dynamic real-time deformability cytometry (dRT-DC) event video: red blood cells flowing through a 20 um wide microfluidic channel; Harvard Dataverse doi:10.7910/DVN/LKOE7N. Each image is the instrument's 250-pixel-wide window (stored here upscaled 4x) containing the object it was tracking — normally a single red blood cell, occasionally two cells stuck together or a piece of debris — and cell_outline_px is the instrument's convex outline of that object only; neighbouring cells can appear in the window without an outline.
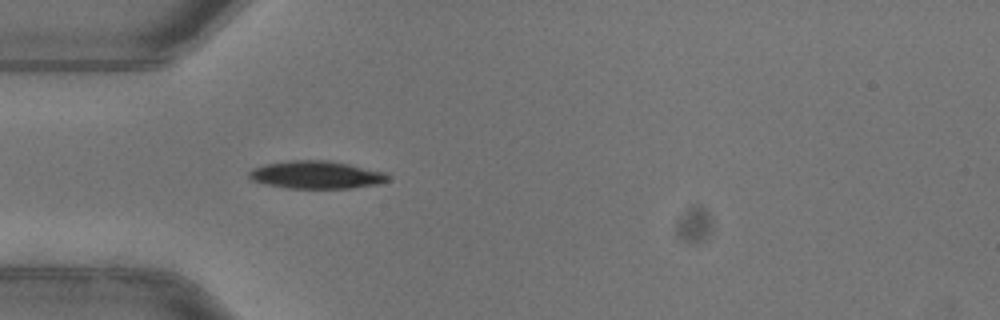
{"species": "common noctule bat (a hibernating species)", "species_latin": "Nyctalus noctula", "temperature_condition": "warm", "stored_images_in_passage": 51, "camera_frame_rate_fps": 3000, "um_per_image_px": 0.085, "animal": {"sex": "female"}, "frame": {"image": 1, "passage_image": 15, "time_ms": 4.667, "image_size_px": [1000, 320], "cell_outline_px": [[388, 180], [380, 184], [352, 188], [288, 188], [268, 184], [252, 180], [248, 176], [248, 172], [252, 168], [264, 164], [292, 160], [328, 160], [348, 164], [384, 172], [388, 176]], "centroid_in_image_um": [26.87, 14.86], "position_along_channel_um": 58.1, "area_um2": 22.31}, "authors_computed_cell_mechanics": {"area_um2": 21.6172, "velocity_mm_per_s": 3.9757, "shape_relaxation_time_tau1_ms": 2.6635, "shape_relaxation_time_tau2_ms": null, "deformation_change_tau1": 0.1581, "deformation_change_tau2": null}}